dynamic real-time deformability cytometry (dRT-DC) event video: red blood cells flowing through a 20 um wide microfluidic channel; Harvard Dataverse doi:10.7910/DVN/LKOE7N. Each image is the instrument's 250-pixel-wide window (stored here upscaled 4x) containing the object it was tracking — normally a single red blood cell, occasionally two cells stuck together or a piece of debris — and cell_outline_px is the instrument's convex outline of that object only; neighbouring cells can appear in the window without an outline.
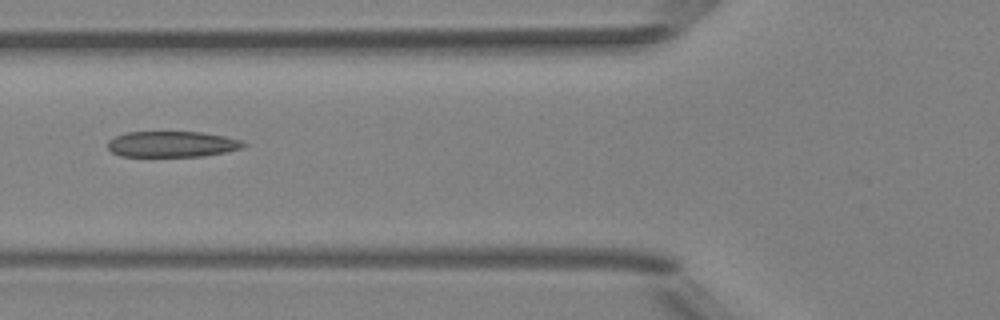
{"species": "Egyptian fruit bat (a non-hibernating species)", "species_latin": "Rousettus aegyptiacus", "temperature_condition": "room temperature", "stored_images_in_passage": 5, "camera_frame_rate_fps": 3000, "um_per_image_px": 0.085, "animal": {"sex": "female"}, "frame": {"image": 1, "passage_image": 5, "time_ms": 5.333, "image_size_px": [1000, 320], "cell_outline_px": [[248, 144], [244, 148], [204, 156], [120, 156], [112, 152], [108, 148], [108, 140], [124, 132], [200, 132], [224, 136], [240, 140]], "centroid_in_image_um": [14.63, 12.25], "position_along_channel_um": 111.2, "area_um2": 20.46}}